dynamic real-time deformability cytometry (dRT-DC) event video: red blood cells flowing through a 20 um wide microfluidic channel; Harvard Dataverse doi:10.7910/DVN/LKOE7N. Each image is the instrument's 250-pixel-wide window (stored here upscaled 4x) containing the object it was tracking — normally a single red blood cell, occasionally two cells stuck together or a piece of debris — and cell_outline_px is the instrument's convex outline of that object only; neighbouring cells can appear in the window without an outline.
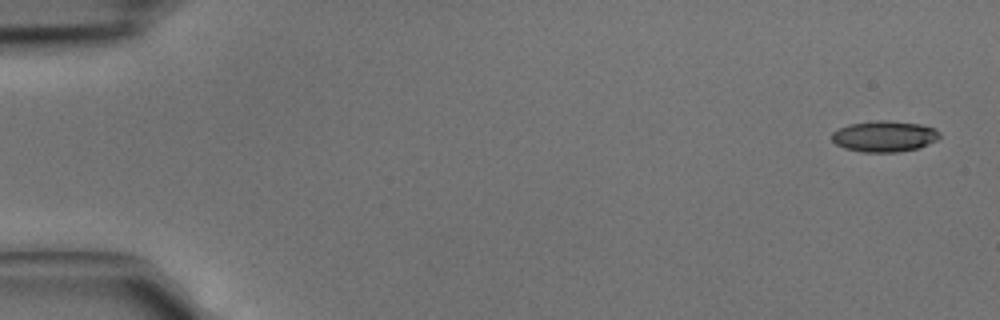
{"species": "common noctule bat (a hibernating species)", "species_latin": "Nyctalus noctula", "temperature_condition": "cold", "stored_images_in_passage": 5, "camera_frame_rate_fps": 3000, "um_per_image_px": 0.085, "animal": {"sex": "male", "body_mass_g": 15.6}, "frame": {"image": 1, "passage_image": 1, "time_ms": 0.0, "image_size_px": [1000, 320], "cell_outline_px": [[940, 136], [936, 140], [928, 144], [916, 148], [896, 152], [864, 152], [844, 148], [836, 144], [832, 140], [832, 132], [848, 124], [880, 120], [888, 120], [920, 124], [932, 128], [940, 132]], "centroid_in_image_um": [75.15, 11.58], "position_along_channel_um": 9.9, "area_um2": 19.31}}
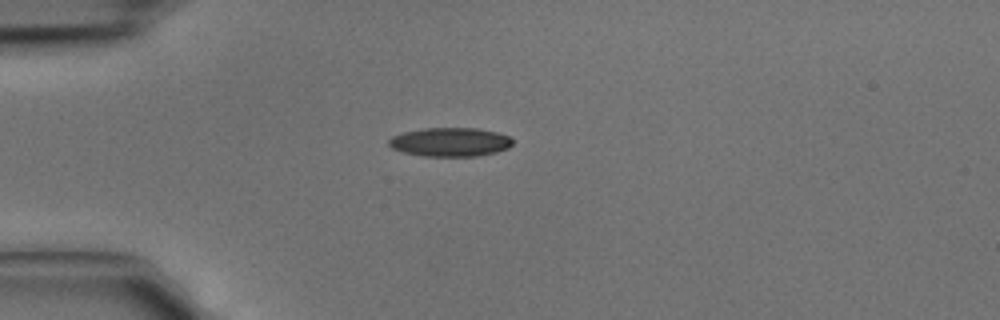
{"frame": {"image": 2, "passage_image": 4, "time_ms": 1.0, "image_size_px": [1000, 320], "cell_outline_px": [[512, 144], [508, 148], [496, 152], [476, 156], [424, 156], [404, 152], [392, 148], [388, 144], [388, 140], [392, 136], [404, 132], [424, 128], [476, 128], [496, 132], [508, 136], [512, 140]], "centroid_in_image_um": [38.25, 12.07], "position_along_channel_um": 46.8, "area_um2": 20.69}}